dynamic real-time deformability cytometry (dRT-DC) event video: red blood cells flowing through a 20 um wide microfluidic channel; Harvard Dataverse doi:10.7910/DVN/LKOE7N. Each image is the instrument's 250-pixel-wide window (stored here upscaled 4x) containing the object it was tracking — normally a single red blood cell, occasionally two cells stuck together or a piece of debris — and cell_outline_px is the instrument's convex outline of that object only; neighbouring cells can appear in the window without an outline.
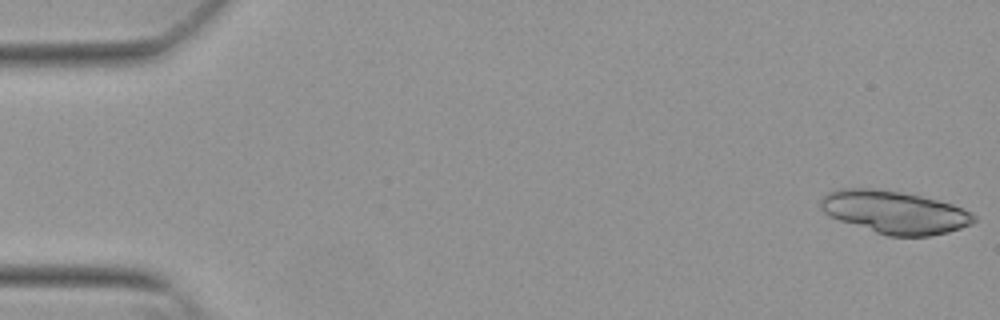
{"species": "Egyptian fruit bat (a non-hibernating species)", "species_latin": "Rousettus aegyptiacus", "temperature_condition": "warm", "stored_images_in_passage": 24, "camera_frame_rate_fps": 3000, "um_per_image_px": 0.085, "animal": {"sex": "female"}, "frame": {"image": 1, "passage_image": 1, "time_ms": 0.0, "image_size_px": [1000, 320], "cell_outline_px": [[976, 220], [972, 224], [948, 232], [928, 236], [888, 236], [828, 216], [820, 208], [820, 200], [828, 192], [836, 188], [880, 188], [940, 200], [964, 208], [972, 212], [976, 216]], "centroid_in_image_um": [76.05, 18.02], "position_along_channel_um": 8.9, "area_um2": 38.32}}
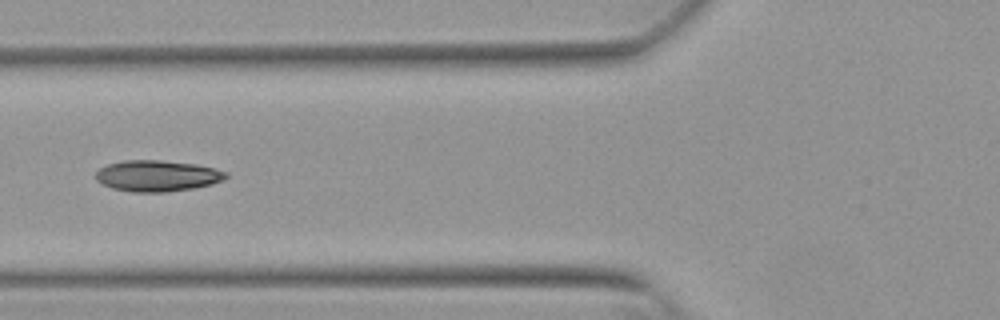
{"frame": {"image": 2, "passage_image": 21, "time_ms": 6.667, "image_size_px": [1000, 320], "cell_outline_px": [[228, 176], [224, 180], [212, 184], [192, 188], [168, 192], [132, 192], [112, 188], [96, 180], [96, 172], [100, 168], [108, 164], [124, 160], [160, 160], [196, 164], [216, 168], [228, 172]], "centroid_in_image_um": [13.4, 14.94], "position_along_channel_um": 112.4, "area_um2": 23.7}}